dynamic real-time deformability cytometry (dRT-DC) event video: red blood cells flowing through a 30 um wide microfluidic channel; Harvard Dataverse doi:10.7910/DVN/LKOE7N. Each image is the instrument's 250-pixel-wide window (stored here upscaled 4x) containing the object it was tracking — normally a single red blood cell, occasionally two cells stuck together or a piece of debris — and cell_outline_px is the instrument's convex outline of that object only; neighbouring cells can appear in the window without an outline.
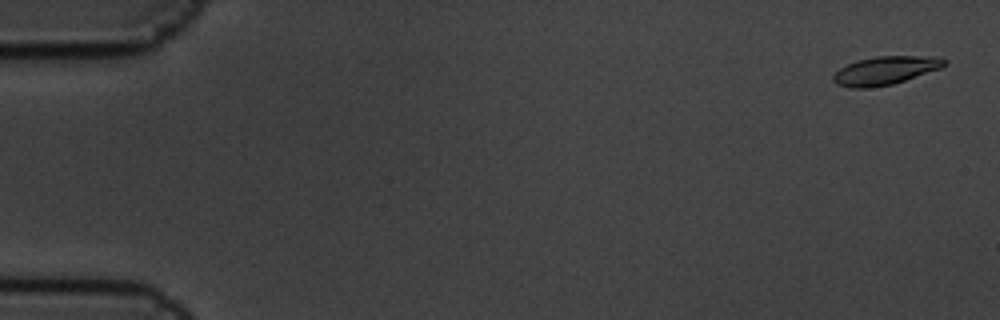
{"species": "common noctule bat (a hibernating species)", "species_latin": "Nyctalus noctula", "temperature_condition": "cold", "stored_images_in_passage": 7, "camera_frame_rate_fps": 3000, "um_per_image_px": 0.085, "animal": {"sex": "male", "body_mass_g": 19.5, "forearm_length_mm": 54.6}, "frame": {"image": 1, "passage_image": 1, "time_ms": 0.0, "image_size_px": [1000, 320], "cell_outline_px": [[948, 60], [940, 68], [892, 84], [864, 88], [852, 88], [836, 84], [832, 80], [832, 76], [840, 68], [848, 64], [860, 60], [876, 56], [940, 56]], "centroid_in_image_um": [75.24, 5.98], "position_along_channel_um": 9.8, "area_um2": 18.09}}
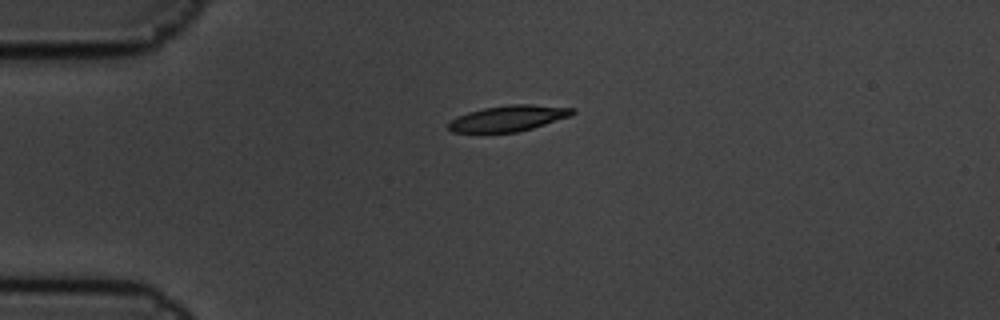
{"frame": {"image": 2, "passage_image": 5, "time_ms": 1.333, "image_size_px": [1000, 320], "cell_outline_px": [[576, 112], [572, 116], [532, 128], [516, 132], [452, 132], [448, 128], [448, 124], [456, 116], [468, 112], [484, 108], [512, 104], [532, 104], [576, 108]], "centroid_in_image_um": [43.26, 10.05], "position_along_channel_um": 41.7, "area_um2": 18.67}}
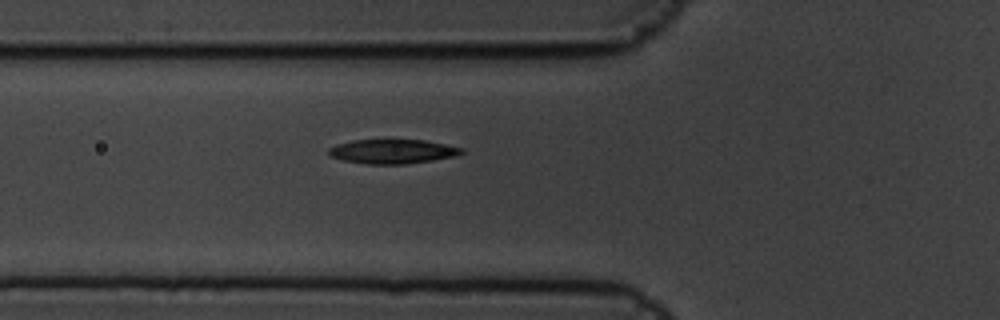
{"frame": {"image": 3, "passage_image": 7, "time_ms": 2.0, "image_size_px": [1000, 320], "cell_outline_px": [[464, 152], [456, 156], [432, 160], [404, 164], [368, 164], [344, 160], [328, 156], [328, 148], [336, 144], [352, 140], [424, 140], [464, 148]], "centroid_in_image_um": [33.34, 12.87], "position_along_channel_um": 92.5, "area_um2": 18.79}}